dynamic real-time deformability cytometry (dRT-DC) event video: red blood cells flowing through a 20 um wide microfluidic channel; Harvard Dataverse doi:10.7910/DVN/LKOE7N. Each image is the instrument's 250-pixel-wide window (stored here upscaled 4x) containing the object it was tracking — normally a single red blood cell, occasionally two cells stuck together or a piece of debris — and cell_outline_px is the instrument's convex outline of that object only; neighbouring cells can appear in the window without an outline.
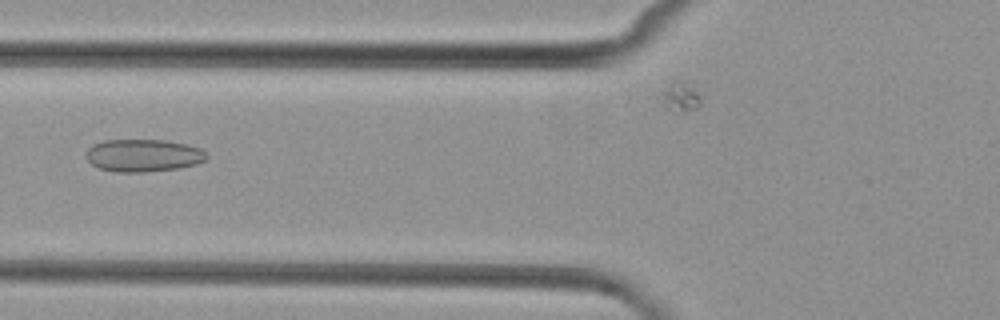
{"species": "common noctule bat (a hibernating species)", "species_latin": "Nyctalus noctula", "temperature_condition": "cold", "stored_images_in_passage": 7, "camera_frame_rate_fps": 3000, "um_per_image_px": 0.085, "animal": {"sex": "female", "body_mass_g": 29.2, "forearm_length_mm": 56.3}, "frame": {"image": 1, "passage_image": 6, "time_ms": 5.667, "image_size_px": [1000, 320], "cell_outline_px": [[208, 160], [196, 164], [176, 168], [144, 172], [116, 172], [100, 168], [92, 164], [84, 156], [84, 152], [92, 144], [104, 140], [168, 140], [188, 144], [200, 148], [208, 156]], "centroid_in_image_um": [12.17, 13.2], "position_along_channel_um": 113.6, "area_um2": 23.06}}